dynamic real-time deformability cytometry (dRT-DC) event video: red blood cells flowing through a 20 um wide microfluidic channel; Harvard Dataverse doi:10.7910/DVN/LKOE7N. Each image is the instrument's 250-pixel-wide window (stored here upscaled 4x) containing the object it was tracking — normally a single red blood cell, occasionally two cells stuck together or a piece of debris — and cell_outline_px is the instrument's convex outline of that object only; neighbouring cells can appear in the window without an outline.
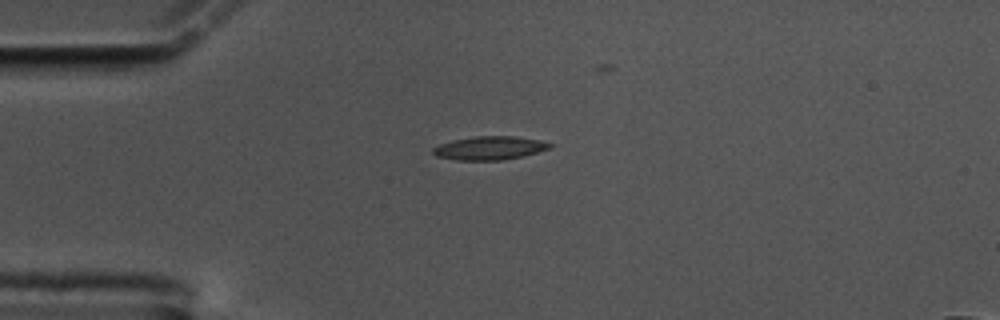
{"species": "common noctule bat (a hibernating species)", "species_latin": "Nyctalus noctula", "temperature_condition": "cold", "stored_images_in_passage": 33, "camera_frame_rate_fps": 3000, "um_per_image_px": 0.085, "animal": {"sex": "male", "body_mass_g": 17.5, "forearm_length_mm": 52.3}, "frame": {"image": 1, "passage_image": 1, "time_ms": 0.0, "image_size_px": [1000, 320], "cell_outline_px": [[556, 144], [552, 148], [504, 160], [456, 160], [436, 156], [432, 152], [432, 148], [440, 144], [452, 140], [476, 136], [512, 136], [540, 140]], "centroid_in_image_um": [41.63, 12.58], "position_along_channel_um": 43.4, "area_um2": 16.01}}
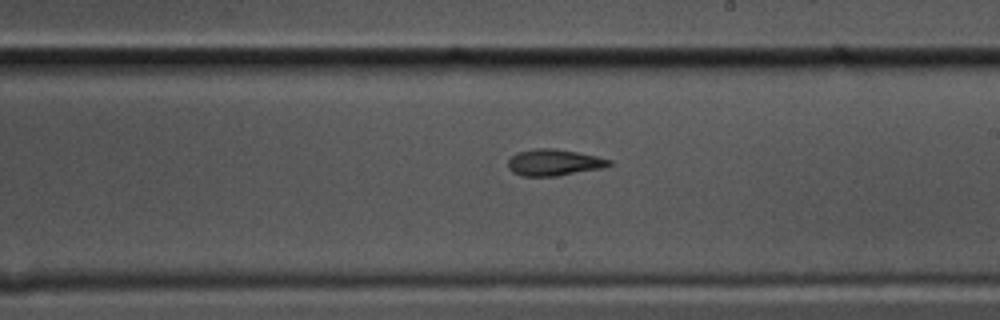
{"frame": {"image": 2, "passage_image": 20, "time_ms": 6.333, "image_size_px": [1000, 320], "cell_outline_px": [[612, 164], [604, 168], [556, 176], [520, 176], [512, 172], [508, 168], [508, 160], [516, 152], [536, 148], [556, 148], [596, 156], [612, 160]], "centroid_in_image_um": [47.07, 13.81], "position_along_channel_um": 241.9, "area_um2": 15.72}}
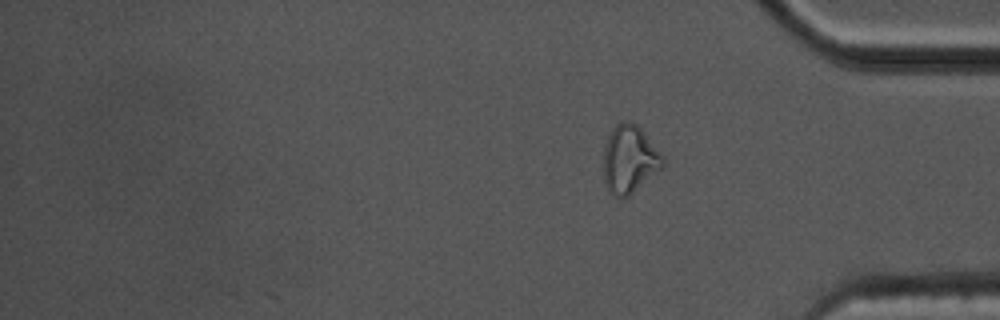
{"frame": {"image": 3, "passage_image": 33, "time_ms": 10.667, "image_size_px": [1000, 320], "cell_outline_px": [[664, 164], [660, 168], [628, 196], [616, 196], [608, 192], [604, 184], [604, 148], [608, 136], [612, 128], [620, 120], [628, 120], [636, 124], [640, 128], [664, 156]], "centroid_in_image_um": [53.48, 13.5], "position_along_channel_um": 381.7, "area_um2": 23.18}, "authors_computed_cell_mechanics": {"area_um2": 15.2014, "velocity_mm_per_s": 3.4509, "shape_relaxation_time_tau1_ms": 5.3073, "shape_relaxation_time_tau2_ms": 2.5891, "deformation_change_tau1": 0.1951, "deformation_change_tau2": 0.1063}}